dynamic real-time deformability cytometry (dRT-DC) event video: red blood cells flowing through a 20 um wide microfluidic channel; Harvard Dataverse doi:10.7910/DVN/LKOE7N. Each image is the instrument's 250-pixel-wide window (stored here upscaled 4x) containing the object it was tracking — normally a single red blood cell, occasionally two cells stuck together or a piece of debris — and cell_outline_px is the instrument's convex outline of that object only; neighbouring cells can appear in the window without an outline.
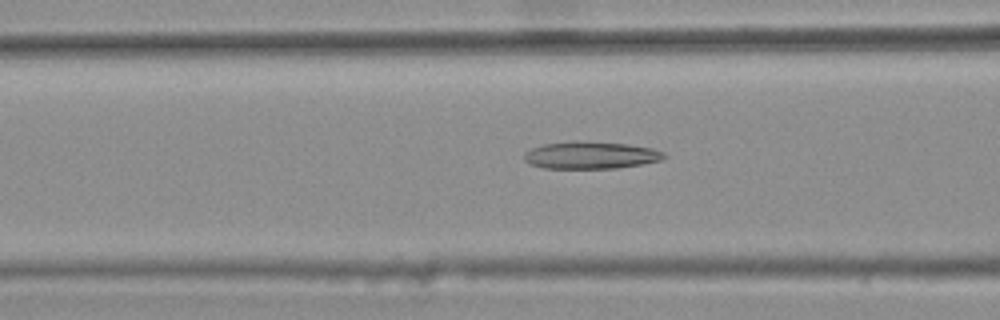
{"species": "common noctule bat (a hibernating species)", "species_latin": "Nyctalus noctula", "temperature_condition": "warm", "stored_images_in_passage": 48, "camera_frame_rate_fps": 3000, "um_per_image_px": 0.085, "animal": {"sex": "female", "body_mass_g": 25.1}, "frame": {"image": 1, "passage_image": 21, "time_ms": 6.667, "image_size_px": [1000, 320], "cell_outline_px": [[668, 156], [660, 160], [640, 164], [616, 168], [544, 168], [528, 164], [524, 160], [524, 152], [532, 148], [544, 144], [572, 140], [576, 140], [628, 144], [652, 148], [664, 152]], "centroid_in_image_um": [50.18, 13.18], "position_along_channel_um": 116.4, "area_um2": 22.37}}
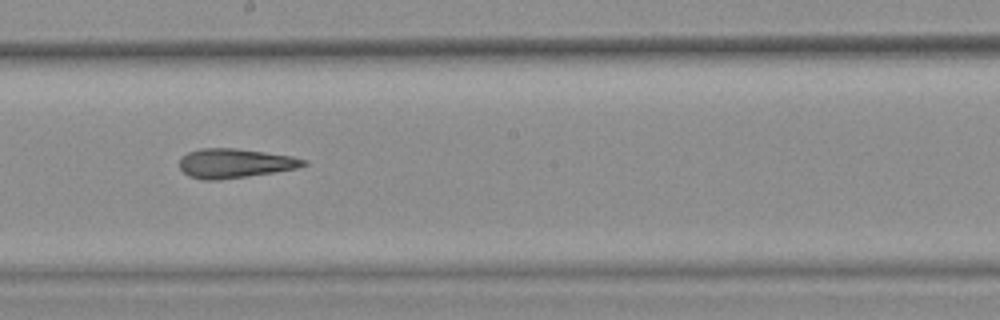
{"frame": {"image": 2, "passage_image": 30, "time_ms": 9.667, "image_size_px": [1000, 320], "cell_outline_px": [[308, 164], [296, 168], [248, 176], [216, 180], [200, 180], [188, 176], [180, 168], [180, 160], [188, 152], [200, 148], [236, 148], [292, 156], [308, 160]], "centroid_in_image_um": [19.95, 13.88], "position_along_channel_um": 228.2, "area_um2": 21.1}}
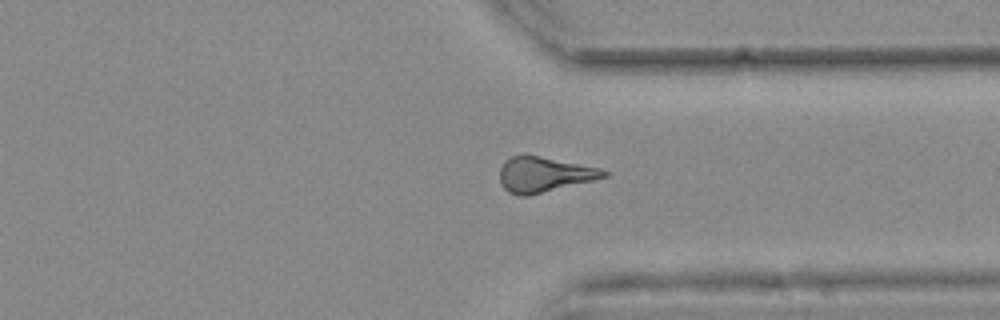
{"frame": {"image": 3, "passage_image": 41, "time_ms": 13.333, "image_size_px": [1000, 320], "cell_outline_px": [[608, 176], [528, 196], [520, 196], [508, 192], [504, 188], [500, 180], [500, 168], [504, 160], [512, 156], [540, 156], [600, 168], [608, 172]], "centroid_in_image_um": [46.22, 14.84], "position_along_channel_um": 365.2, "area_um2": 20.98}, "authors_computed_cell_mechanics": {"area_um2": 21.7328, "velocity_mm_per_s": 3.7277, "shape_relaxation_time_tau1_ms": null, "shape_relaxation_time_tau2_ms": 4.7659, "deformation_change_tau1": null, "deformation_change_tau2": 0.1732}}